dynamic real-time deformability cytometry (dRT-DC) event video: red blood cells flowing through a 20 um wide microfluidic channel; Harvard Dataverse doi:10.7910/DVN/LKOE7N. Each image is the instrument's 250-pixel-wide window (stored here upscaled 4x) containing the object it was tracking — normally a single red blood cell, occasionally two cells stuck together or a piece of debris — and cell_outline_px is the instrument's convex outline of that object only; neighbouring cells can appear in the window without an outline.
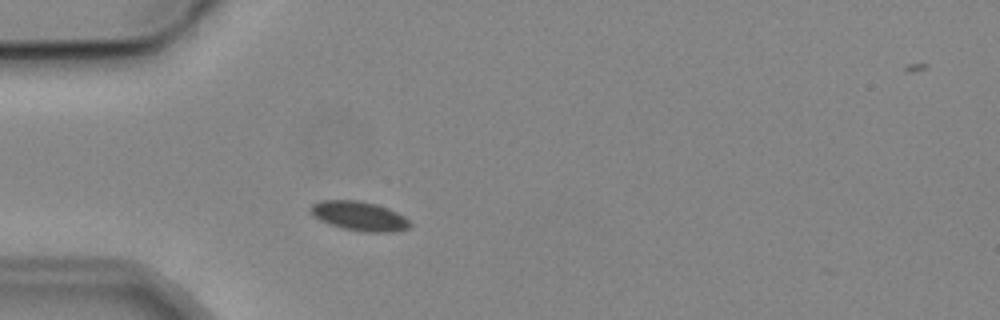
{"species": "common noctule bat (a hibernating species)", "species_latin": "Nyctalus noctula", "temperature_condition": "cold", "stored_images_in_passage": 3, "camera_frame_rate_fps": 3000, "um_per_image_px": 0.085, "animal": {"sex": "male", "body_mass_g": 19.2, "forearm_length_mm": 51.8}, "frame": {"image": 1, "passage_image": 2, "time_ms": 1.333, "image_size_px": [1000, 320], "cell_outline_px": [[412, 224], [408, 228], [392, 232], [364, 232], [344, 228], [320, 220], [312, 216], [308, 212], [308, 208], [312, 204], [320, 200], [360, 200], [376, 204], [388, 208], [404, 216]], "centroid_in_image_um": [30.5, 18.35], "position_along_channel_um": 54.5, "area_um2": 17.05}}